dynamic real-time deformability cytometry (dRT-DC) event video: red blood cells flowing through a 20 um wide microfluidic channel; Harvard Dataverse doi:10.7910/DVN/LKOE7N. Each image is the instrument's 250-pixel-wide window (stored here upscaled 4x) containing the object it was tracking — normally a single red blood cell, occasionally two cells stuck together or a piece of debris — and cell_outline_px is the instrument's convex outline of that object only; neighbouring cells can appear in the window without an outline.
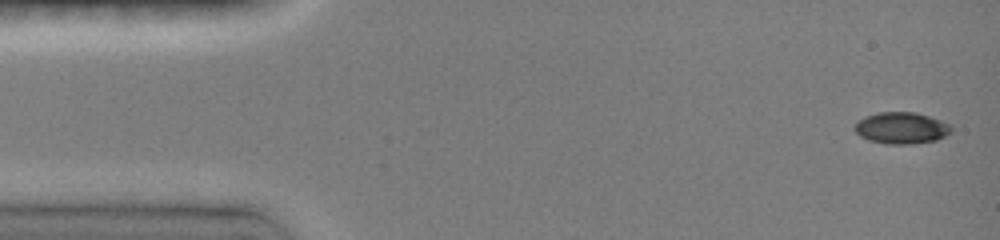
{"species": "common noctule bat (a hibernating species)", "species_latin": "Nyctalus noctula", "temperature_condition": "room temperature", "stored_images_in_passage": 21, "camera_frame_rate_fps": 3000, "um_per_image_px": 0.085, "animal": {"sex": "female", "body_mass_g": 19.0, "forearm_length_mm": 51.5}, "frame": {"image": 1, "passage_image": 1, "time_ms": 0.0, "image_size_px": [1000, 240], "cell_outline_px": [[952, 132], [936, 140], [908, 144], [888, 144], [868, 140], [860, 136], [856, 132], [856, 124], [864, 116], [880, 112], [916, 112], [940, 120], [948, 124], [952, 128]], "centroid_in_image_um": [76.63, 10.88], "position_along_channel_um": 8.4, "area_um2": 17.57}}
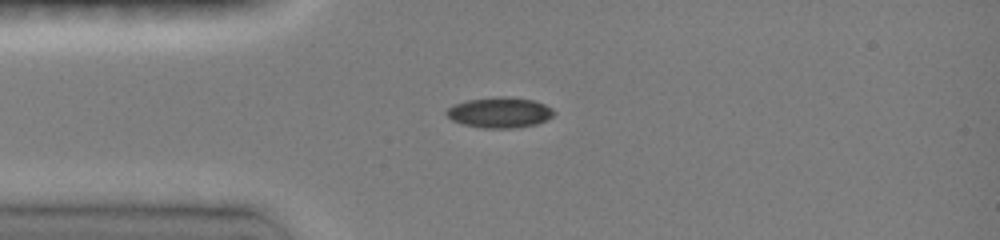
{"frame": {"image": 2, "passage_image": 10, "time_ms": 3.333, "image_size_px": [1000, 240], "cell_outline_px": [[556, 112], [552, 116], [536, 124], [512, 128], [484, 128], [464, 124], [452, 120], [444, 112], [452, 104], [468, 100], [500, 96], [512, 96], [532, 100], [544, 104], [552, 108]], "centroid_in_image_um": [42.46, 9.55], "position_along_channel_um": 42.5, "area_um2": 19.07}}
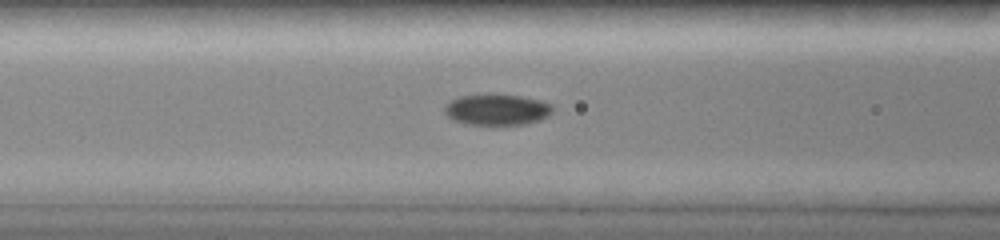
{"frame": {"image": 3, "passage_image": 17, "time_ms": 5.667, "image_size_px": [1000, 240], "cell_outline_px": [[552, 112], [548, 116], [540, 120], [524, 124], [468, 124], [452, 120], [444, 112], [444, 108], [448, 100], [460, 96], [488, 92], [520, 96], [540, 100], [552, 104]], "centroid_in_image_um": [42.2, 9.28], "position_along_channel_um": 124.4, "area_um2": 19.94}}